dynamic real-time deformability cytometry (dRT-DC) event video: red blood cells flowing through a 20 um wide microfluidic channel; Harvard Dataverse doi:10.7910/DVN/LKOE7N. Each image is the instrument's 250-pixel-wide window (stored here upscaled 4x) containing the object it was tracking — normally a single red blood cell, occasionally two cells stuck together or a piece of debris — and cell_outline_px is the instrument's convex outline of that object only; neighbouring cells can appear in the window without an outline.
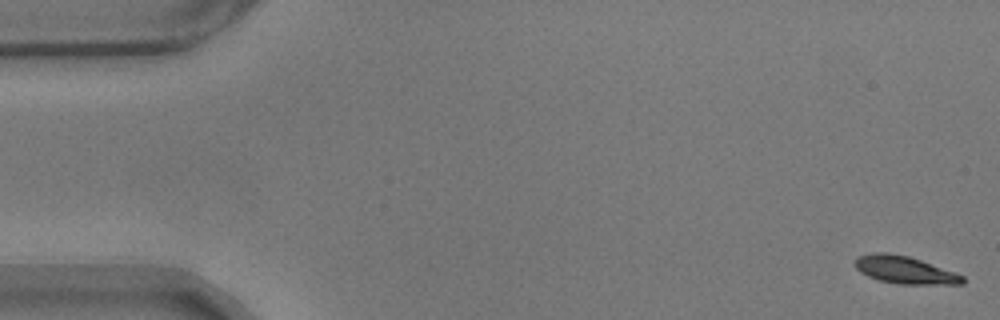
{"species": "common noctule bat (a hibernating species)", "species_latin": "Nyctalus noctula", "temperature_condition": "warm", "stored_images_in_passage": 15, "camera_frame_rate_fps": 3000, "um_per_image_px": 0.085, "animal": {"sex": "male", "body_mass_g": 17.9}, "frame": {"image": 1, "passage_image": 1, "time_ms": 0.0, "image_size_px": [1000, 320], "cell_outline_px": [[964, 284], [896, 284], [880, 280], [868, 276], [860, 272], [856, 268], [856, 256], [872, 252], [888, 252], [908, 256], [920, 260], [964, 276]], "centroid_in_image_um": [76.87, 22.94], "position_along_channel_um": 8.1, "area_um2": 17.11}}